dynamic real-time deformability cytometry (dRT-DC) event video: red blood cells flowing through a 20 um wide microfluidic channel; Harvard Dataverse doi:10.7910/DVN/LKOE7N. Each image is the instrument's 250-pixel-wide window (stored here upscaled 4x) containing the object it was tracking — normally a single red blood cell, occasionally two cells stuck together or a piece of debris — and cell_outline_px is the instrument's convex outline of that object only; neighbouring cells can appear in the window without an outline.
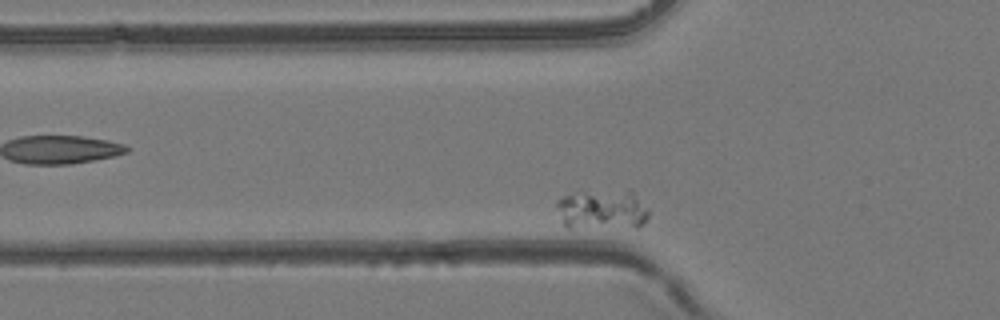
{"species": "common noctule bat (a hibernating species)", "species_latin": "Nyctalus noctula", "temperature_condition": "room temperature", "stored_images_in_passage": 28, "camera_frame_rate_fps": 3000, "um_per_image_px": 0.085, "animal": {"sex": "female", "body_mass_g": 24.6, "forearm_length_mm": 56.2}, "frame": {"image": 1, "passage_image": 2, "time_ms": 0.333, "image_size_px": [1000, 320], "cell_outline_px": [[648, 216], [644, 224], [640, 228], [568, 228], [564, 224], [556, 204], [556, 200], [572, 192], [632, 188], [648, 208]], "centroid_in_image_um": [51.25, 17.8], "position_along_channel_um": 74.5, "area_um2": 22.48}}
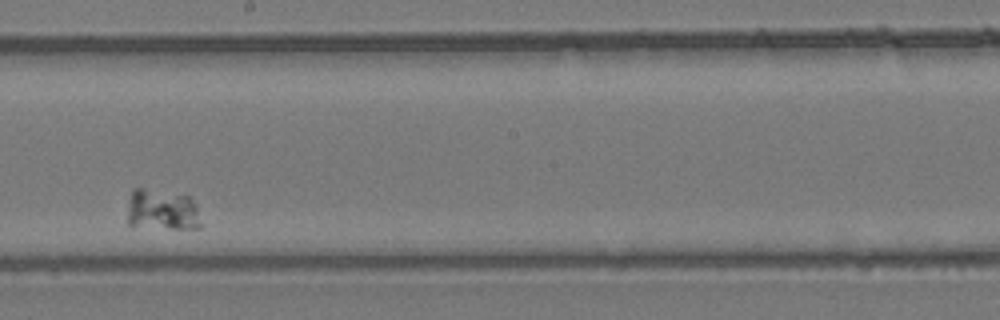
{"frame": {"image": 2, "passage_image": 16, "time_ms": 5.0, "image_size_px": [1000, 320], "cell_outline_px": [[204, 224], [200, 228], [172, 228], [128, 224], [128, 204], [132, 188], [140, 188], [188, 196], [196, 204]], "centroid_in_image_um": [13.83, 17.84], "position_along_channel_um": 234.4, "area_um2": 17.46}}
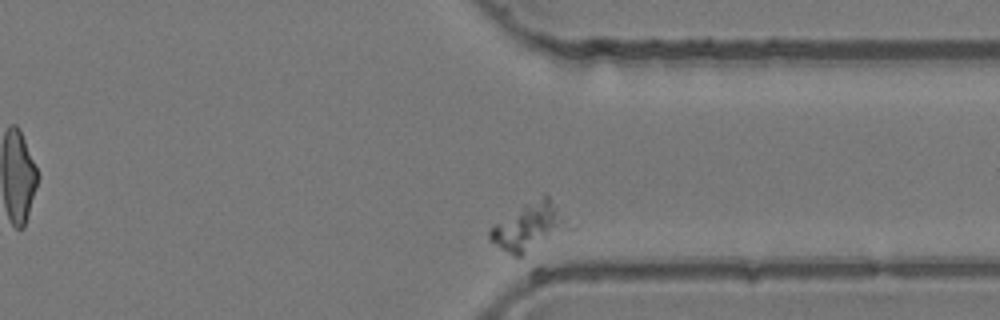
{"frame": {"image": 3, "passage_image": 27, "time_ms": 8.667, "image_size_px": [1000, 320], "cell_outline_px": [[556, 212], [552, 228], [520, 256], [512, 256], [488, 240], [488, 232], [496, 224], [524, 204], [544, 192], [548, 196], [556, 208]], "centroid_in_image_um": [44.56, 19.21], "position_along_channel_um": 366.8, "area_um2": 17.74}}